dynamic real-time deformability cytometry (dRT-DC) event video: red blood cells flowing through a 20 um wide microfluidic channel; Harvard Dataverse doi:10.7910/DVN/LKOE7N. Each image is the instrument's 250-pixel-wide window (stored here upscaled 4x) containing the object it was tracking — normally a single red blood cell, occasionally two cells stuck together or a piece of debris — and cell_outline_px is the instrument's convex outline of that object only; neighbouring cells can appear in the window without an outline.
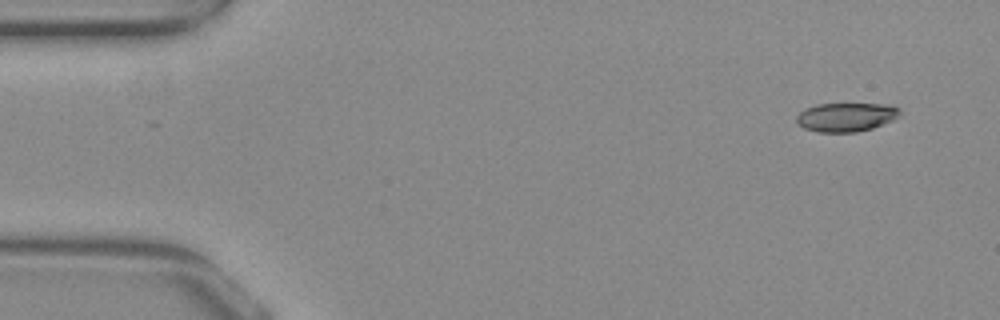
{"species": "common noctule bat (a hibernating species)", "species_latin": "Nyctalus noctula", "temperature_condition": "warm", "stored_images_in_passage": 47, "camera_frame_rate_fps": 3000, "um_per_image_px": 0.085, "animal": {"sex": "female", "body_mass_g": 29.2, "forearm_length_mm": 56.3}, "frame": {"image": 1, "passage_image": 1, "time_ms": 0.0, "image_size_px": [1000, 320], "cell_outline_px": [[900, 112], [892, 120], [872, 128], [856, 132], [820, 132], [804, 128], [796, 120], [796, 116], [804, 108], [816, 104], [888, 104], [900, 108]], "centroid_in_image_um": [71.89, 9.94], "position_along_channel_um": 13.1, "area_um2": 17.22}}
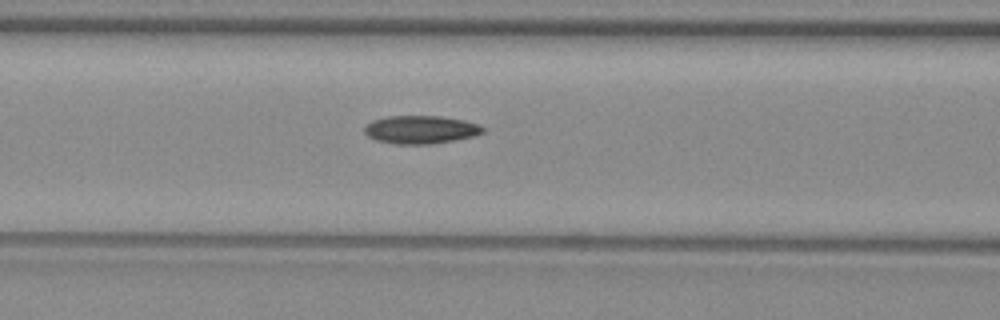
{"frame": {"image": 2, "passage_image": 19, "time_ms": 6.0, "image_size_px": [1000, 320], "cell_outline_px": [[484, 132], [476, 136], [428, 144], [396, 144], [376, 140], [368, 136], [364, 132], [364, 124], [372, 120], [388, 116], [440, 116], [464, 120], [476, 124], [484, 128]], "centroid_in_image_um": [35.72, 11.01], "position_along_channel_um": 130.9, "area_um2": 19.36}}
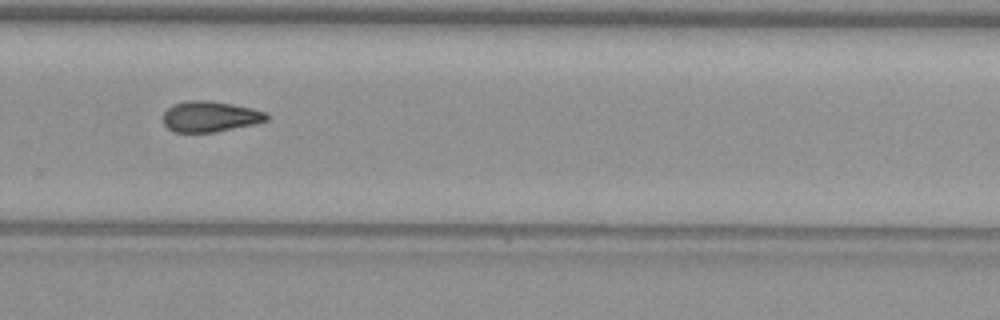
{"frame": {"image": 3, "passage_image": 33, "time_ms": 10.667, "image_size_px": [1000, 320], "cell_outline_px": [[268, 120], [252, 124], [216, 132], [172, 132], [164, 124], [164, 112], [172, 104], [188, 100], [212, 100], [252, 108], [264, 112], [268, 116]], "centroid_in_image_um": [17.82, 9.9], "position_along_channel_um": 312.0, "area_um2": 18.5}}